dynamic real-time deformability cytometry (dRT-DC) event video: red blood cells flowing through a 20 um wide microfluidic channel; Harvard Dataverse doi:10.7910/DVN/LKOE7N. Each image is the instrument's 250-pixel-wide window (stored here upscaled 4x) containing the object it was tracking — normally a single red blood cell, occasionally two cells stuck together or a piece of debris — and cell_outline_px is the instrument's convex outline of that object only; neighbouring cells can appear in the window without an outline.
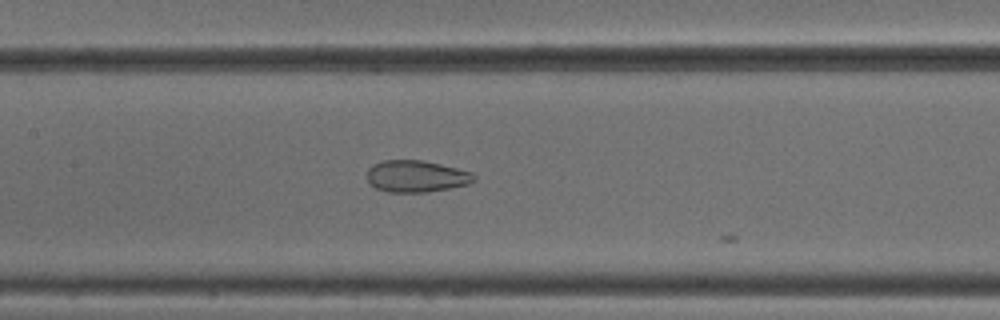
{"species": "common noctule bat (a hibernating species)", "species_latin": "Nyctalus noctula", "temperature_condition": "cold", "stored_images_in_passage": 28, "camera_frame_rate_fps": 3000, "um_per_image_px": 0.085, "animal": {"sex": "male", "body_mass_g": 18.8}, "frame": {"image": 1, "passage_image": 18, "time_ms": 5.667, "image_size_px": [1000, 320], "cell_outline_px": [[476, 180], [468, 184], [428, 192], [388, 192], [376, 188], [368, 180], [368, 168], [372, 164], [384, 160], [424, 160], [472, 172], [476, 176]], "centroid_in_image_um": [35.39, 14.98], "position_along_channel_um": 172.0, "area_um2": 19.77}}
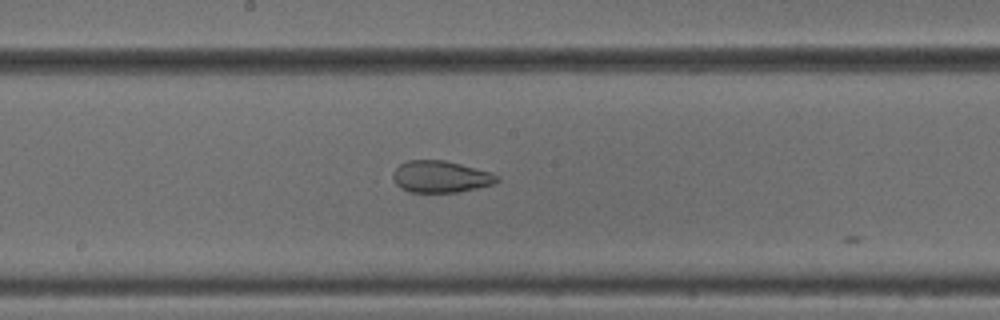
{"frame": {"image": 2, "passage_image": 21, "time_ms": 6.667, "image_size_px": [1000, 320], "cell_outline_px": [[500, 180], [496, 184], [460, 192], [408, 192], [400, 188], [396, 184], [392, 176], [392, 172], [400, 164], [408, 160], [444, 160], [492, 172], [500, 176]], "centroid_in_image_um": [37.48, 15.03], "position_along_channel_um": 210.7, "area_um2": 19.54}}
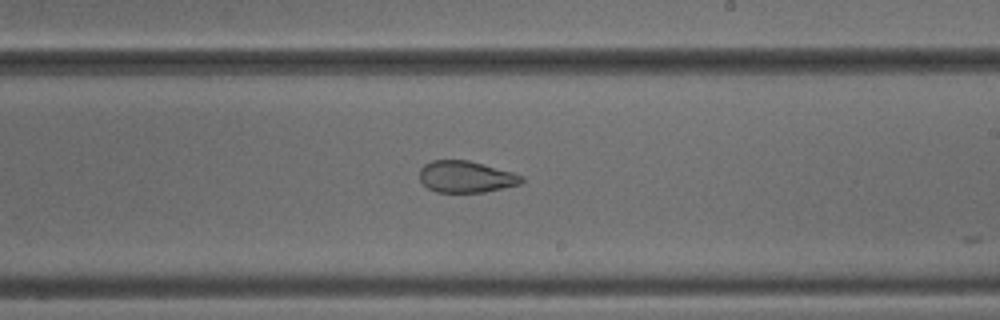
{"frame": {"image": 3, "passage_image": 24, "time_ms": 7.667, "image_size_px": [1000, 320], "cell_outline_px": [[524, 180], [520, 184], [484, 192], [436, 192], [428, 188], [420, 180], [420, 168], [424, 164], [432, 160], [468, 160], [512, 172], [524, 176]], "centroid_in_image_um": [39.6, 15.02], "position_along_channel_um": 249.4, "area_um2": 18.73}}